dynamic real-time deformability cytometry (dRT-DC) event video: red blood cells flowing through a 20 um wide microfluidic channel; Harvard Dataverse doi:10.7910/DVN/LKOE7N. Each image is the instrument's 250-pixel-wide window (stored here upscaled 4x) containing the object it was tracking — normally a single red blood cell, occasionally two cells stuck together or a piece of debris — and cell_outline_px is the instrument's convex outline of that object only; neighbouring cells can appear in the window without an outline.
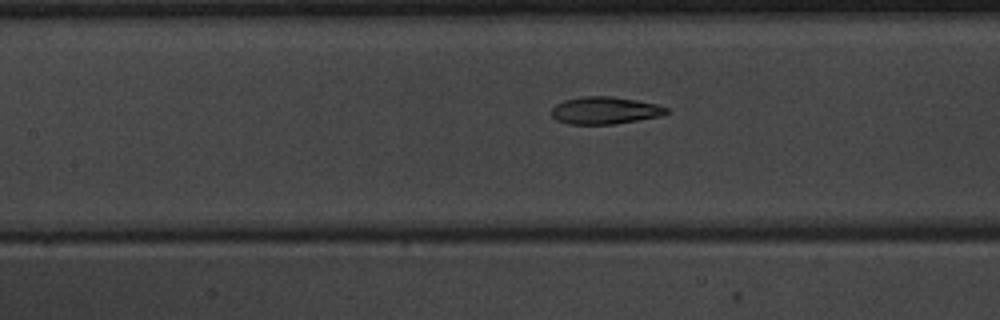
{"species": "common noctule bat (a hibernating species)", "species_latin": "Nyctalus noctula", "temperature_condition": "warm", "stored_images_in_passage": 47, "segment_of_instrument_passage": [1, 2], "camera_frame_rate_fps": 3000, "um_per_image_px": 0.085, "animal": {"sex": "male", "body_mass_g": 20.1, "forearm_length_mm": 53.5}, "frame": {"image": 1, "passage_image": 25, "time_ms": 8.0, "image_size_px": [1000, 320], "cell_outline_px": [[672, 112], [660, 116], [616, 124], [568, 124], [556, 120], [552, 116], [552, 108], [556, 104], [564, 100], [580, 96], [612, 96], [636, 100], [656, 104], [668, 108]], "centroid_in_image_um": [51.43, 9.38], "position_along_channel_um": 156.0, "area_um2": 18.44}}
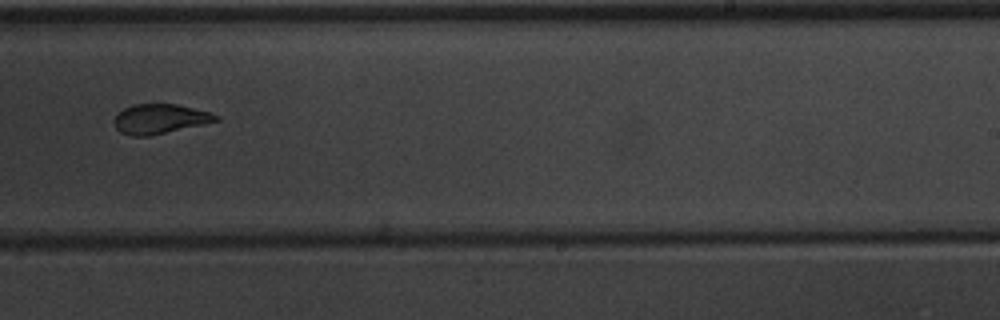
{"frame": {"image": 2, "passage_image": 34, "time_ms": 11.0, "image_size_px": [1000, 320], "cell_outline_px": [[220, 120], [148, 136], [132, 136], [120, 132], [116, 128], [116, 116], [124, 108], [132, 104], [176, 104], [208, 112], [220, 116]], "centroid_in_image_um": [13.59, 10.1], "position_along_channel_um": 275.4, "area_um2": 17.17}}
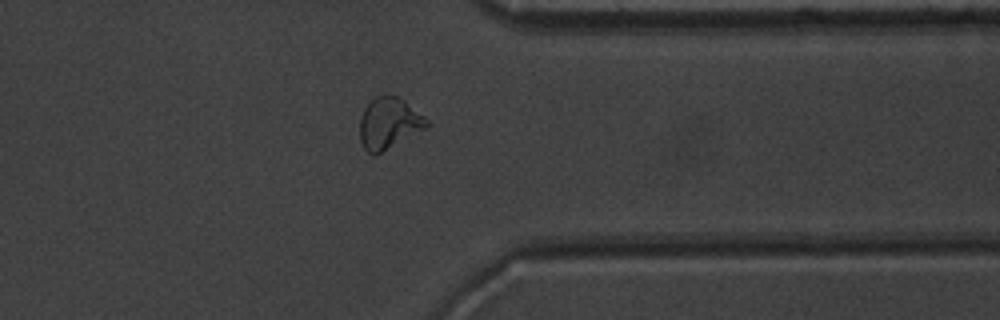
{"frame": {"image": 3, "passage_image": 42, "time_ms": 13.667, "image_size_px": [1000, 320], "cell_outline_px": [[428, 124], [424, 128], [376, 156], [372, 156], [364, 148], [360, 140], [360, 120], [364, 108], [376, 96], [396, 96], [404, 100], [424, 116], [428, 120]], "centroid_in_image_um": [33.02, 10.5], "position_along_channel_um": 378.4, "area_um2": 19.65}}